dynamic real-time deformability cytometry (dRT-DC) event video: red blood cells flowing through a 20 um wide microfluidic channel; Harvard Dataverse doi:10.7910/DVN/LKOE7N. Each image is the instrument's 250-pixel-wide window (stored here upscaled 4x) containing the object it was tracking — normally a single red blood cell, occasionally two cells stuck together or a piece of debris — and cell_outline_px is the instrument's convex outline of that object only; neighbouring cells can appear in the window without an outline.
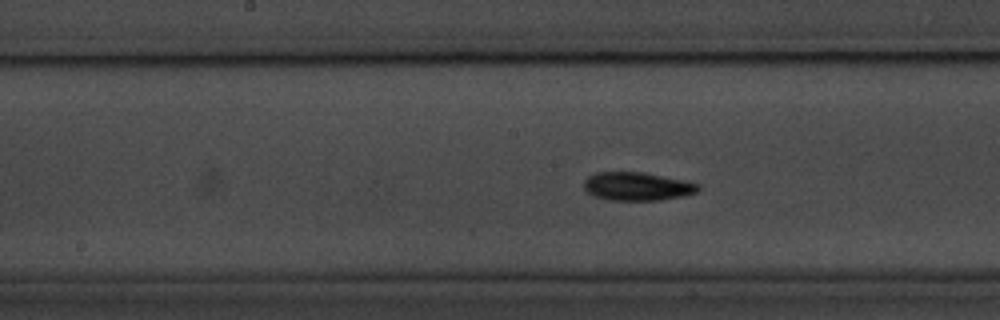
{"species": "common noctule bat (a hibernating species)", "species_latin": "Nyctalus noctula", "temperature_condition": "room temperature", "stored_images_in_passage": 46, "camera_frame_rate_fps": 3000, "um_per_image_px": 0.085, "animal": {"sex": "male", "body_mass_g": 20.1, "forearm_length_mm": 53.5}, "frame": {"image": 1, "passage_image": 27, "time_ms": 8.667, "image_size_px": [1000, 320], "cell_outline_px": [[700, 188], [696, 192], [684, 196], [660, 200], [608, 200], [592, 196], [584, 188], [584, 180], [588, 176], [596, 172], [644, 172], [684, 180], [700, 184]], "centroid_in_image_um": [54.15, 15.84], "position_along_channel_um": 194.0, "area_um2": 19.02}, "authors_computed_cell_mechanics": {"area_um2": 17.9469, "velocity_mm_per_s": 3.5858, "shape_relaxation_time_tau1_ms": 2.4954, "shape_relaxation_time_tau2_ms": 6.9881, "deformation_change_tau1": 0.1459, "deformation_change_tau2": 0.1324}}